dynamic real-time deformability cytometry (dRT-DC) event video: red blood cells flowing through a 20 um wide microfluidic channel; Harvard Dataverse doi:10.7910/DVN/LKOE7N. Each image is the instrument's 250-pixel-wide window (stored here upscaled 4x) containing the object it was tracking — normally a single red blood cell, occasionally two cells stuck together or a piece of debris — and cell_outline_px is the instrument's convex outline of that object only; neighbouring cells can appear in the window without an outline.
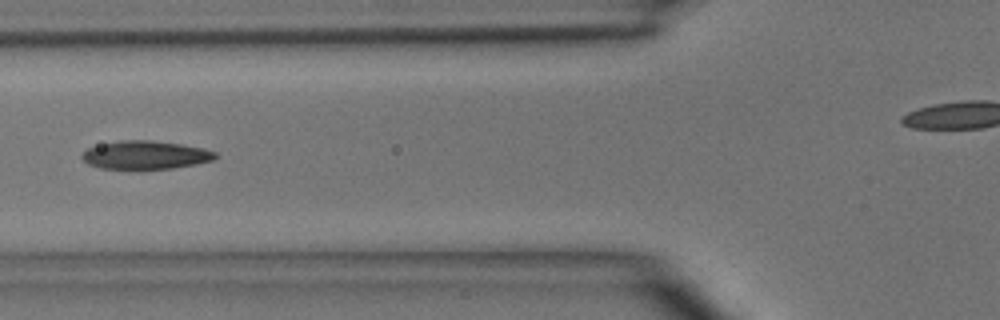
{"species": "common noctule bat (a hibernating species)", "species_latin": "Nyctalus noctula", "temperature_condition": "room temperature", "stored_images_in_passage": 4, "camera_frame_rate_fps": 3000, "um_per_image_px": 0.085, "animal": {"sex": "male", "body_mass_g": 15.6}, "frame": {"image": 1, "passage_image": 4, "time_ms": 3.333, "image_size_px": [1000, 320], "cell_outline_px": [[216, 156], [212, 160], [196, 164], [172, 168], [136, 172], [100, 168], [88, 164], [80, 156], [88, 148], [100, 144], [120, 140], [152, 140], [180, 144], [204, 148], [216, 152]], "centroid_in_image_um": [12.32, 13.22], "position_along_channel_um": 113.5, "area_um2": 22.77}}